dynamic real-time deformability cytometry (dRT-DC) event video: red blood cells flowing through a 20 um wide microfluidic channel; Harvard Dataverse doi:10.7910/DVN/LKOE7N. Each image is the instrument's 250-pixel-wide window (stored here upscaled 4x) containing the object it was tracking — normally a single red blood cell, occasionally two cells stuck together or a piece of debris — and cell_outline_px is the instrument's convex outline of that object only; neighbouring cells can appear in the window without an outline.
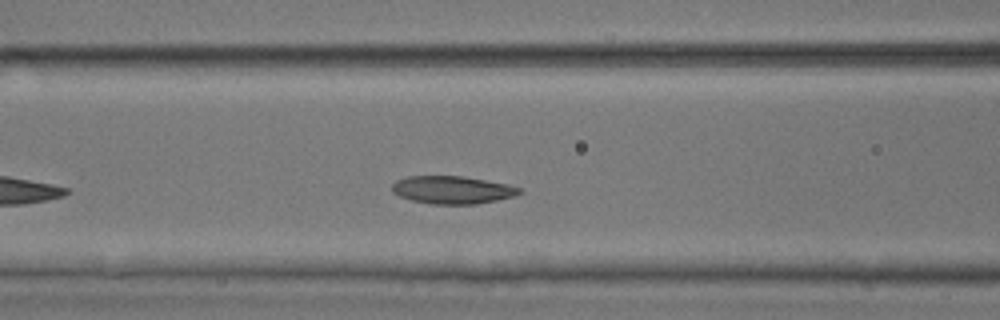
{"species": "common noctule bat (a hibernating species)", "species_latin": "Nyctalus noctula", "temperature_condition": "room temperature", "stored_images_in_passage": 36, "camera_frame_rate_fps": 3000, "um_per_image_px": 0.085, "animal": {"sex": "male", "body_mass_g": 17.9, "forearm_length_mm": 54.2}, "frame": {"image": 1, "passage_image": 9, "time_ms": 2.667, "image_size_px": [1000, 320], "cell_outline_px": [[524, 192], [516, 196], [476, 204], [432, 204], [412, 200], [400, 196], [392, 192], [392, 184], [396, 180], [408, 176], [464, 176], [508, 184], [520, 188]], "centroid_in_image_um": [38.47, 16.13], "position_along_channel_um": 128.1, "area_um2": 20.69}}
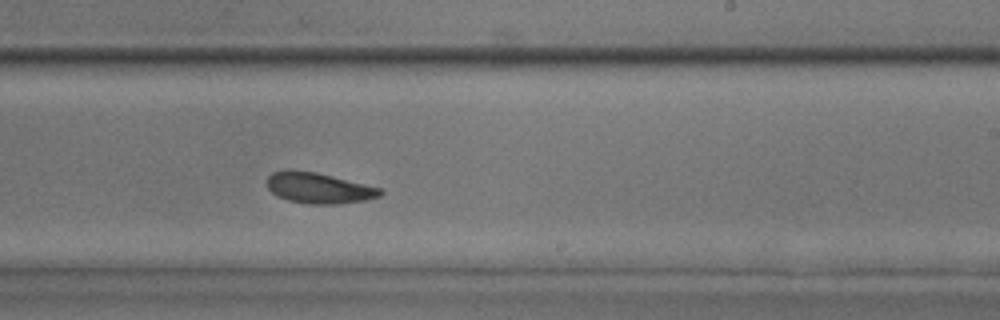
{"frame": {"image": 2, "passage_image": 19, "time_ms": 6.0, "image_size_px": [1000, 320], "cell_outline_px": [[384, 192], [380, 196], [364, 200], [336, 204], [308, 204], [288, 200], [276, 196], [268, 188], [268, 176], [272, 172], [288, 168], [316, 172], [380, 188]], "centroid_in_image_um": [27.05, 15.97], "position_along_channel_um": 262.0, "area_um2": 20.29}}
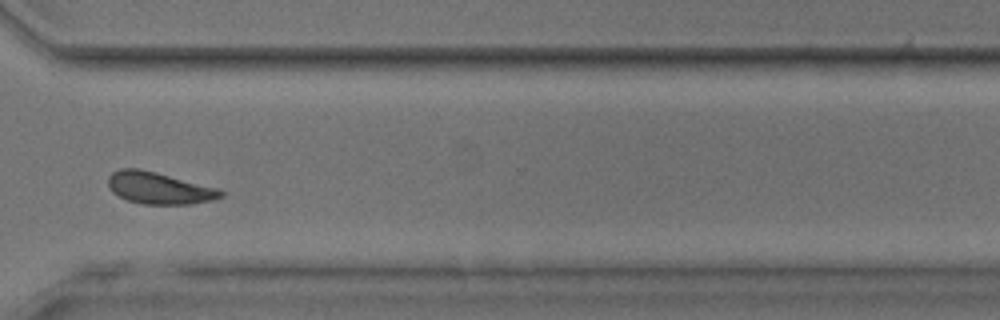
{"frame": {"image": 3, "passage_image": 26, "time_ms": 8.333, "image_size_px": [1000, 320], "cell_outline_px": [[224, 196], [212, 200], [188, 204], [144, 204], [128, 200], [112, 192], [108, 184], [108, 176], [112, 172], [120, 168], [140, 168], [156, 172], [216, 188], [224, 192]], "centroid_in_image_um": [13.49, 15.98], "position_along_channel_um": 357.1, "area_um2": 20.69}, "authors_computed_cell_mechanics": {"area_um2": 20.7502, "velocity_mm_per_s": 4.0344, "shape_relaxation_time_tau1_ms": 2.6467, "shape_relaxation_time_tau2_ms": 3.02, "deformation_change_tau1": 0.0937, "deformation_change_tau2": 0.0895}}